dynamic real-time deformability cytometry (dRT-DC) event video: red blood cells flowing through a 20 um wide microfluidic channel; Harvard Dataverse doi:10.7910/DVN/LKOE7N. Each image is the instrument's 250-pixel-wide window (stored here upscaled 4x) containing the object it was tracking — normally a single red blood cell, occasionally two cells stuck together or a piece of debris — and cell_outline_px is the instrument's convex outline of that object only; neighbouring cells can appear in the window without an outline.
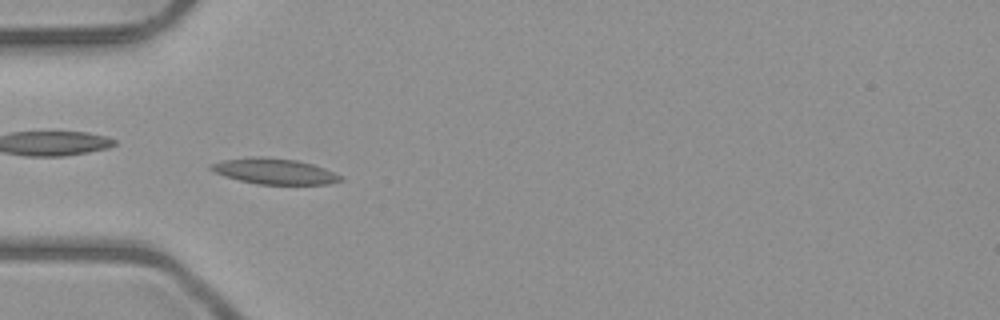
{"species": "common noctule bat (a hibernating species)", "species_latin": "Nyctalus noctula", "temperature_condition": "room temperature", "stored_images_in_passage": 33, "camera_frame_rate_fps": 3000, "um_per_image_px": 0.085, "animal": {"sex": "male", "body_mass_g": 23.1, "forearm_length_mm": 52.7}, "frame": {"image": 1, "passage_image": 7, "time_ms": 2.0, "image_size_px": [1000, 320], "cell_outline_px": [[344, 180], [328, 184], [256, 184], [224, 176], [208, 168], [208, 164], [220, 160], [248, 156], [264, 156], [296, 160], [312, 164], [324, 168], [344, 176]], "centroid_in_image_um": [23.3, 14.54], "position_along_channel_um": 61.7, "area_um2": 19.71}}
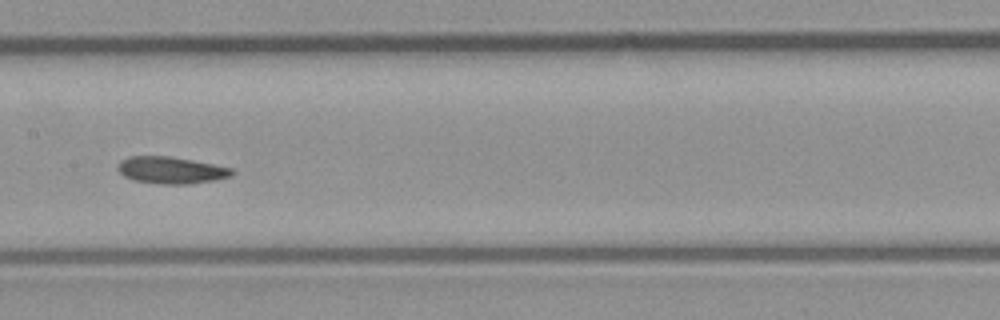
{"frame": {"image": 2, "passage_image": 17, "time_ms": 5.333, "image_size_px": [1000, 320], "cell_outline_px": [[236, 172], [232, 176], [216, 180], [188, 184], [160, 184], [132, 180], [124, 176], [116, 168], [116, 164], [120, 160], [128, 156], [172, 156], [232, 168]], "centroid_in_image_um": [14.52, 14.46], "position_along_channel_um": 192.9, "area_um2": 18.15}}
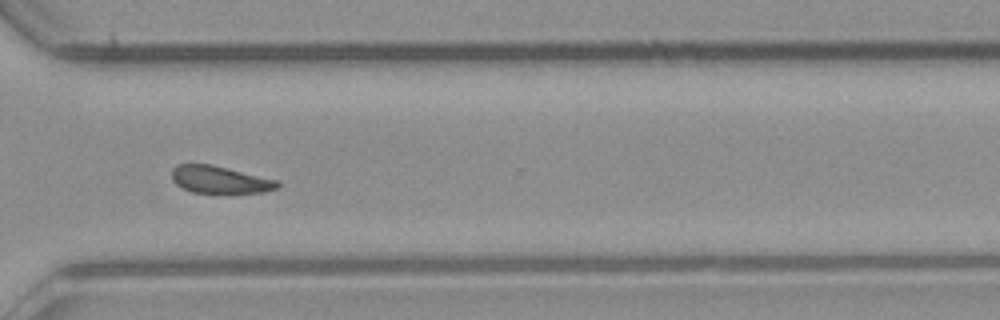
{"frame": {"image": 3, "passage_image": 29, "time_ms": 9.333, "image_size_px": [1000, 320], "cell_outline_px": [[280, 188], [264, 192], [228, 196], [220, 196], [192, 192], [176, 184], [172, 180], [172, 168], [176, 164], [212, 164], [280, 180]], "centroid_in_image_um": [18.76, 15.33], "position_along_channel_um": 351.8, "area_um2": 18.03}, "authors_computed_cell_mechanics": {"area_um2": 18.1492, "velocity_mm_per_s": 3.9841, "shape_relaxation_time_tau1_ms": 10.9386, "shape_relaxation_time_tau2_ms": 5.2244, "deformation_change_tau1": 0.1678, "deformation_change_tau2": 0.1188}}